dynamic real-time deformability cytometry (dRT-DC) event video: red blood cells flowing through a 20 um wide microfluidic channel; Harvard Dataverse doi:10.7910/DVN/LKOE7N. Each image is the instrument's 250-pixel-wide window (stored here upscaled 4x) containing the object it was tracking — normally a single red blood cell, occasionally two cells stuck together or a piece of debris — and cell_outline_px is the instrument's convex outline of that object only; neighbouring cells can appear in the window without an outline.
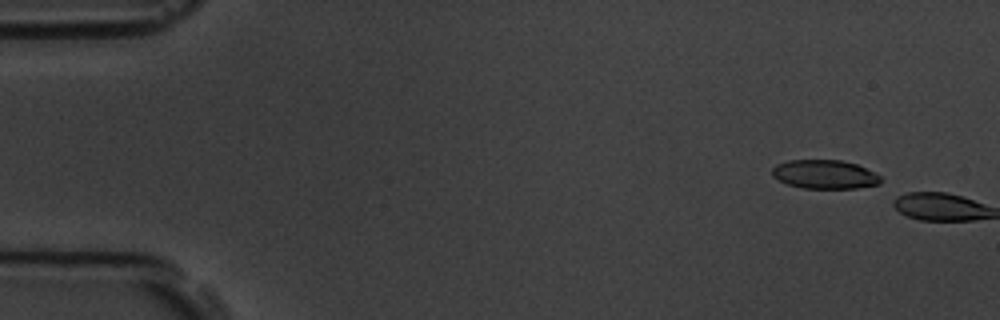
{"species": "common noctule bat (a hibernating species)", "species_latin": "Nyctalus noctula", "temperature_condition": "room temperature", "stored_images_in_passage": 6, "camera_frame_rate_fps": 3000, "um_per_image_px": 0.085, "animal": {"sex": "male", "body_mass_g": 19.5, "forearm_length_mm": 54.6}, "frame": {"image": 1, "passage_image": 2, "time_ms": 1.0, "image_size_px": [1000, 320], "cell_outline_px": [[884, 180], [880, 184], [856, 188], [804, 188], [788, 184], [776, 180], [772, 176], [772, 168], [776, 164], [788, 160], [840, 160], [856, 164], [880, 176]], "centroid_in_image_um": [70.07, 14.82], "position_along_channel_um": 14.9, "area_um2": 18.26}}